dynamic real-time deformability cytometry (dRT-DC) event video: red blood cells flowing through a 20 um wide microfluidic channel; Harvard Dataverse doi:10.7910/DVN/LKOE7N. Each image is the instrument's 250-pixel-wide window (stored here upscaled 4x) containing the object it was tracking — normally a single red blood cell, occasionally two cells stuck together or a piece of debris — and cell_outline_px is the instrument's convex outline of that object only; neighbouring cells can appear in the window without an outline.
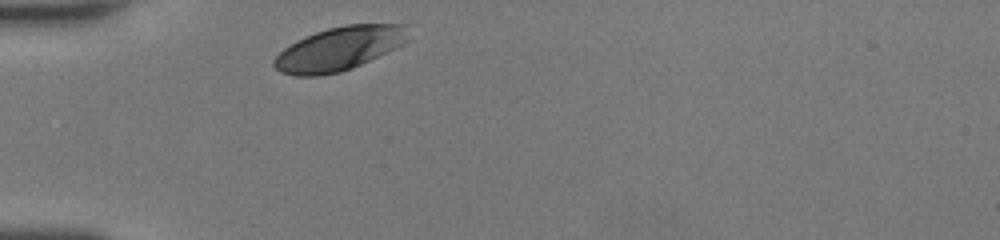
{"species": "human", "species_latin": "Homo sapiens", "temperature_condition": "room temperature", "stored_images_in_passage": 25, "camera_frame_rate_fps": 3000, "um_per_image_px": 0.085, "donor": {"sex": "female"}, "frame": {"image": 1, "passage_image": 1, "time_ms": 0.0, "image_size_px": [1000, 240], "cell_outline_px": [[408, 40], [396, 48], [352, 68], [340, 72], [316, 76], [296, 76], [280, 72], [272, 64], [272, 60], [284, 48], [296, 40], [304, 36], [328, 28], [348, 24], [408, 24]], "centroid_in_image_um": [28.83, 4.13], "position_along_channel_um": 56.2, "area_um2": 34.22}}
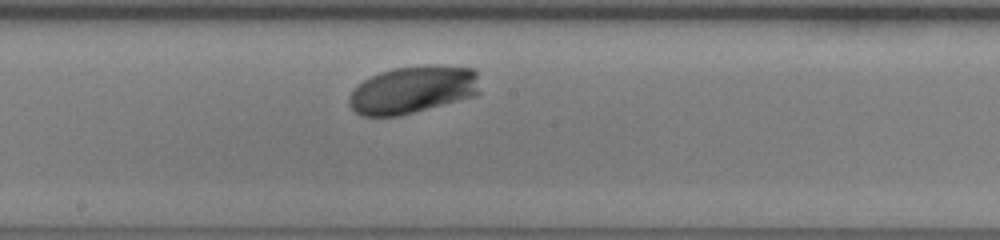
{"frame": {"image": 2, "passage_image": 13, "time_ms": 4.0, "image_size_px": [1000, 240], "cell_outline_px": [[480, 92], [476, 96], [400, 116], [360, 116], [348, 104], [348, 96], [364, 80], [380, 72], [392, 68], [428, 64], [436, 64], [476, 68]], "centroid_in_image_um": [35.13, 7.61], "position_along_channel_um": 213.1, "area_um2": 36.7}}
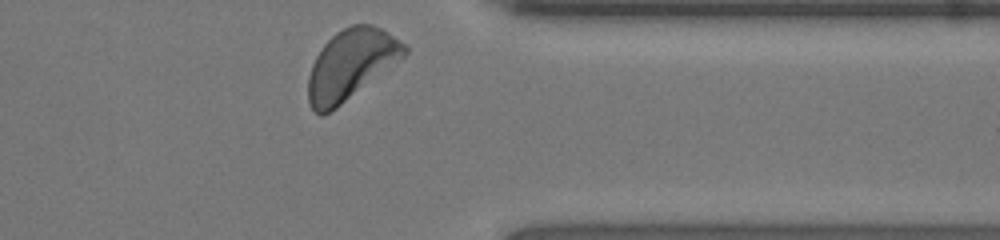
{"frame": {"image": 3, "passage_image": 25, "time_ms": 8.0, "image_size_px": [1000, 240], "cell_outline_px": [[408, 52], [400, 60], [336, 108], [320, 116], [308, 104], [308, 76], [312, 64], [320, 48], [336, 32], [352, 24], [372, 24], [380, 28], [408, 44]], "centroid_in_image_um": [29.83, 5.47], "position_along_channel_um": 381.6, "area_um2": 39.19}, "authors_computed_cell_mechanics": {"area_um2": 35.6048, "velocity_mm_per_s": 4.2867, "shape_relaxation_time_tau1_ms": 0.7388, "shape_relaxation_time_tau2_ms": null, "deformation_change_tau1": 0.0669, "deformation_change_tau2": null}}